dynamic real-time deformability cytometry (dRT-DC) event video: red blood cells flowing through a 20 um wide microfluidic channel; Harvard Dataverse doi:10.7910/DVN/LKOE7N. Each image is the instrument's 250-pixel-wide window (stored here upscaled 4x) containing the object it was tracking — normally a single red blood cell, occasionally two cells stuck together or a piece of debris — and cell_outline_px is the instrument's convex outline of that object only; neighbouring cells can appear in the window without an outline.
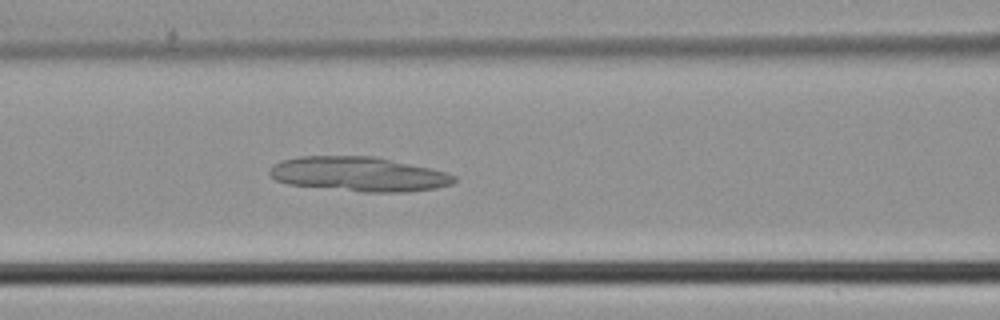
{"species": "common noctule bat (a hibernating species)", "species_latin": "Nyctalus noctula", "temperature_condition": "cold", "stored_images_in_passage": 27, "camera_frame_rate_fps": 3000, "um_per_image_px": 0.085, "animal": {"sex": "male", "body_mass_g": 21.5, "forearm_length_mm": 52.0}, "frame": {"image": 1, "passage_image": 6, "time_ms": 1.667, "image_size_px": [1000, 320], "cell_outline_px": [[456, 180], [452, 184], [436, 188], [404, 192], [364, 192], [288, 184], [276, 180], [268, 172], [272, 164], [284, 160], [300, 156], [376, 156], [448, 172], [456, 176]], "centroid_in_image_um": [30.51, 14.79], "position_along_channel_um": 136.1, "area_um2": 37.17}}
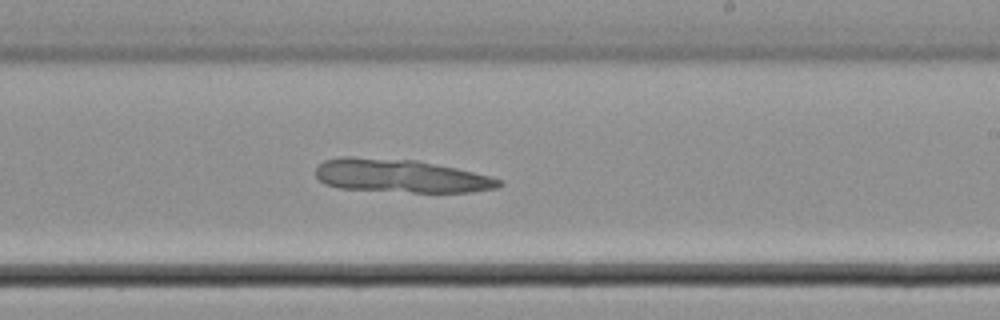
{"frame": {"image": 2, "passage_image": 14, "time_ms": 4.333, "image_size_px": [1000, 320], "cell_outline_px": [[504, 184], [496, 188], [472, 192], [412, 192], [340, 188], [324, 184], [316, 176], [316, 168], [324, 160], [344, 156], [352, 156], [416, 160], [456, 168], [504, 180]], "centroid_in_image_um": [34.05, 14.95], "position_along_channel_um": 255.0, "area_um2": 35.55}}
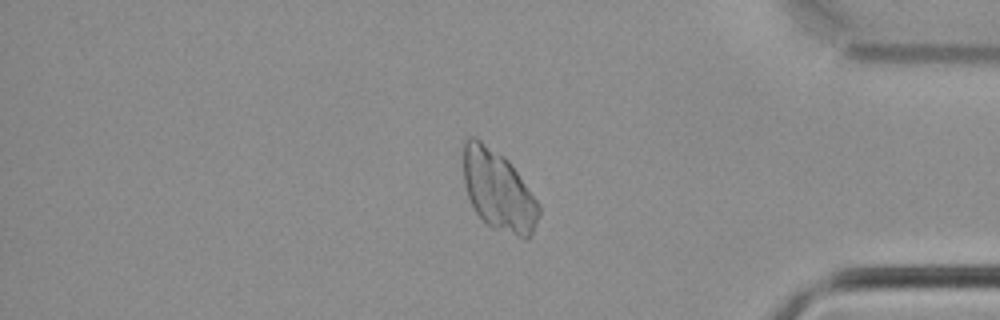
{"frame": {"image": 3, "passage_image": 25, "time_ms": 8.0, "image_size_px": [1000, 320], "cell_outline_px": [[540, 216], [528, 240], [524, 240], [492, 228], [476, 212], [468, 196], [464, 184], [464, 140], [468, 136], [476, 136], [504, 156], [508, 160], [536, 200], [540, 208]], "centroid_in_image_um": [42.36, 16.2], "position_along_channel_um": 392.8, "area_um2": 35.26}}